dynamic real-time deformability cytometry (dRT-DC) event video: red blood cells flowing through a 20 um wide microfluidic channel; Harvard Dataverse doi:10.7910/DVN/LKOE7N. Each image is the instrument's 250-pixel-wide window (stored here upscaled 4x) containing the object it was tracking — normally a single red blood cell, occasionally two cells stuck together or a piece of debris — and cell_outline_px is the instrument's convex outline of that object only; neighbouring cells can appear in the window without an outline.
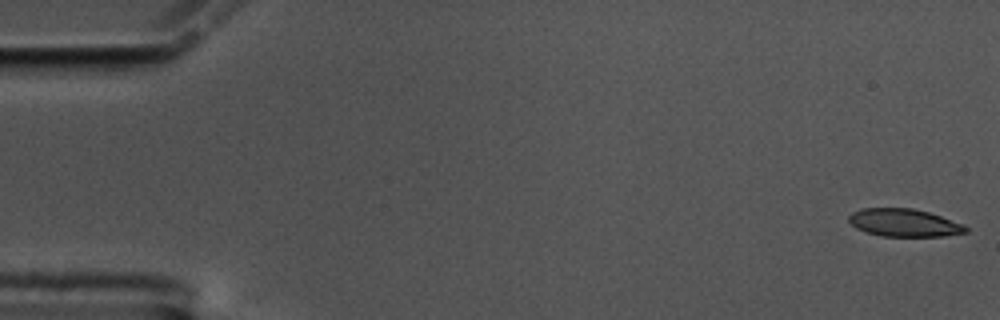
{"species": "common noctule bat (a hibernating species)", "species_latin": "Nyctalus noctula", "temperature_condition": "cold", "stored_images_in_passage": 57, "camera_frame_rate_fps": 3000, "um_per_image_px": 0.085, "animal": {"sex": "male", "body_mass_g": 17.5, "forearm_length_mm": 52.3}, "frame": {"image": 1, "passage_image": 1, "time_ms": 0.0, "image_size_px": [1000, 320], "cell_outline_px": [[968, 232], [944, 236], [880, 236], [856, 228], [848, 220], [848, 216], [852, 212], [860, 208], [912, 208], [928, 212], [964, 224], [968, 228]], "centroid_in_image_um": [76.85, 18.93], "position_along_channel_um": 8.2, "area_um2": 18.9}}
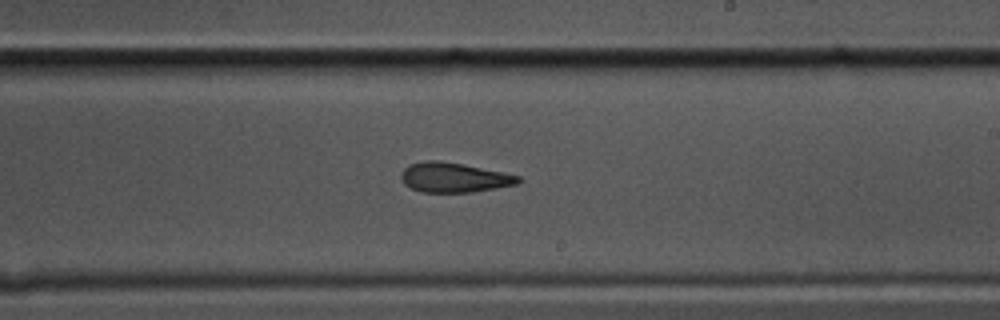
{"frame": {"image": 2, "passage_image": 34, "time_ms": 11.0, "image_size_px": [1000, 320], "cell_outline_px": [[524, 180], [516, 184], [496, 188], [472, 192], [420, 192], [404, 184], [400, 176], [400, 172], [408, 164], [428, 160], [440, 160], [504, 172], [520, 176]], "centroid_in_image_um": [38.58, 15.08], "position_along_channel_um": 250.4, "area_um2": 20.4}}
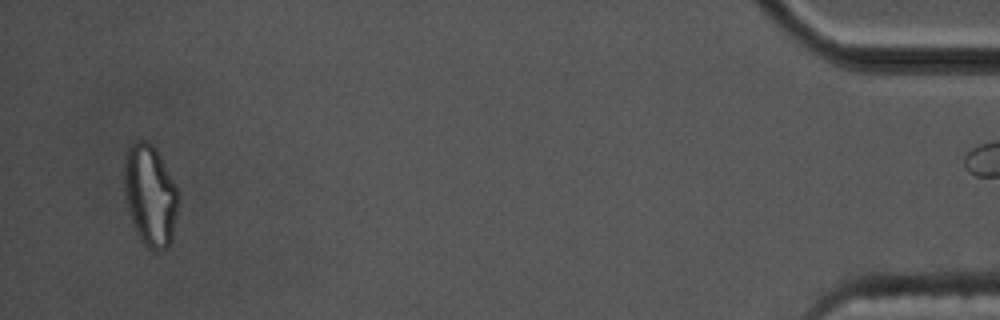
{"frame": {"image": 3, "passage_image": 56, "time_ms": 18.333, "image_size_px": [1000, 320], "cell_outline_px": [[176, 216], [172, 240], [168, 248], [160, 252], [152, 252], [140, 240], [132, 220], [128, 208], [124, 188], [124, 156], [128, 148], [136, 140], [148, 140], [156, 148], [176, 188]], "centroid_in_image_um": [12.74, 16.62], "position_along_channel_um": 422.5, "area_um2": 31.73}}